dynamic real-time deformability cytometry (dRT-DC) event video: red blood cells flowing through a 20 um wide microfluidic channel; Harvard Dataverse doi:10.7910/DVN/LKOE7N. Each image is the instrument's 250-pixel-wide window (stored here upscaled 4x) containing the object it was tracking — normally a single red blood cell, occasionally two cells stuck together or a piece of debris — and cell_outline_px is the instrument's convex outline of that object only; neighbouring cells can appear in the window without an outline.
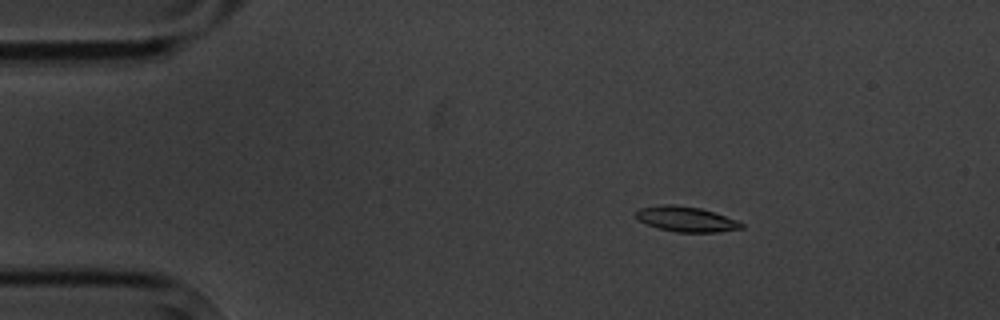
{"species": "common noctule bat (a hibernating species)", "species_latin": "Nyctalus noctula", "temperature_condition": "cold", "stored_images_in_passage": 5, "camera_frame_rate_fps": 3000, "um_per_image_px": 0.085, "animal": {"sex": "male", "body_mass_g": 20.1, "forearm_length_mm": 53.5}, "frame": {"image": 1, "passage_image": 3, "time_ms": 2.333, "image_size_px": [1000, 320], "cell_outline_px": [[744, 228], [716, 232], [676, 232], [656, 228], [640, 220], [632, 212], [640, 208], [664, 204], [672, 204], [700, 208], [736, 220], [744, 224]], "centroid_in_image_um": [58.28, 18.63], "position_along_channel_um": 26.7, "area_um2": 15.37}}